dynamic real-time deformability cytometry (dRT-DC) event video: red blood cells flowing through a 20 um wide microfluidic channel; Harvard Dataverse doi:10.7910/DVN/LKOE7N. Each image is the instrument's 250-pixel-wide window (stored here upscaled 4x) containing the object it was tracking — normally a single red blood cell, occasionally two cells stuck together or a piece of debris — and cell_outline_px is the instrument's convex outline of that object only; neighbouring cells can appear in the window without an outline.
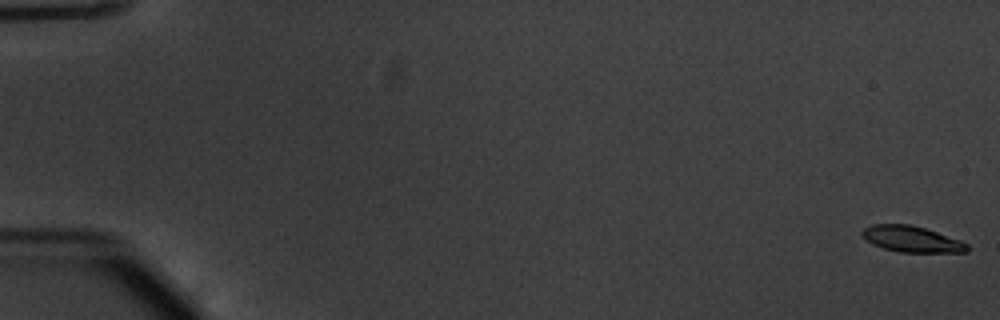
{"species": "common noctule bat (a hibernating species)", "species_latin": "Nyctalus noctula", "temperature_condition": "warm", "stored_images_in_passage": 55, "camera_frame_rate_fps": 3000, "um_per_image_px": 0.085, "animal": {"sex": "male", "body_mass_g": 20.1, "forearm_length_mm": 53.5}, "frame": {"image": 1, "passage_image": 1, "time_ms": 0.0, "image_size_px": [1000, 320], "cell_outline_px": [[968, 252], [900, 252], [884, 248], [872, 244], [860, 232], [864, 228], [872, 224], [912, 224], [960, 240], [968, 244]], "centroid_in_image_um": [77.49, 20.32], "position_along_channel_um": 7.5, "area_um2": 15.78}}
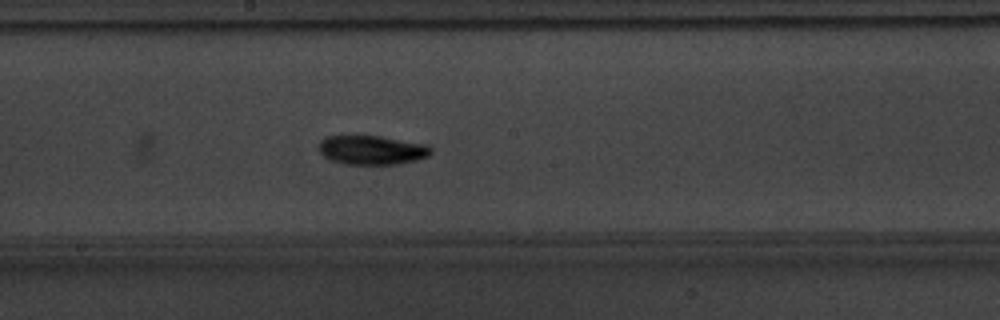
{"frame": {"image": 2, "passage_image": 31, "time_ms": 10.0, "image_size_px": [1000, 320], "cell_outline_px": [[432, 152], [428, 156], [416, 160], [400, 164], [344, 164], [332, 160], [324, 156], [320, 152], [320, 140], [328, 136], [380, 136], [428, 144], [432, 148]], "centroid_in_image_um": [31.66, 12.75], "position_along_channel_um": 216.5, "area_um2": 19.02}}
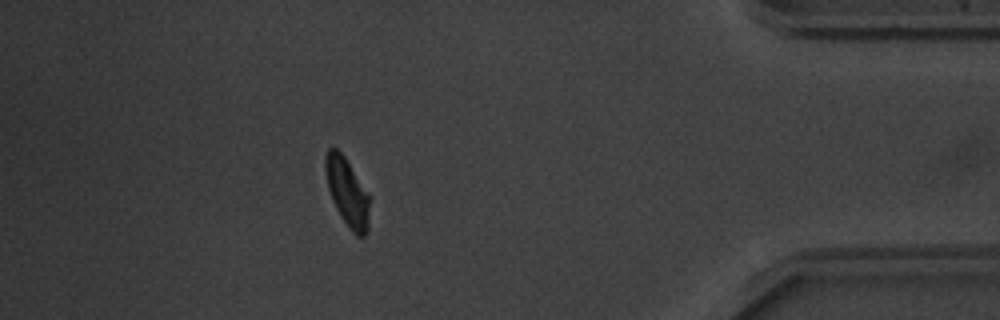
{"frame": {"image": 3, "passage_image": 49, "time_ms": 16.0, "image_size_px": [1000, 320], "cell_outline_px": [[372, 196], [368, 232], [364, 236], [356, 236], [352, 232], [340, 216], [332, 200], [328, 188], [324, 168], [324, 156], [328, 148], [336, 148], [344, 156]], "centroid_in_image_um": [29.56, 16.35], "position_along_channel_um": 405.6, "area_um2": 18.21}, "authors_computed_cell_mechanics": {"area_um2": 17.5134, "velocity_mm_per_s": 3.8123, "shape_relaxation_time_tau1_ms": 1.9802, "shape_relaxation_time_tau2_ms": 4.7715, "deformation_change_tau1": 0.1584, "deformation_change_tau2": 0.0895}}